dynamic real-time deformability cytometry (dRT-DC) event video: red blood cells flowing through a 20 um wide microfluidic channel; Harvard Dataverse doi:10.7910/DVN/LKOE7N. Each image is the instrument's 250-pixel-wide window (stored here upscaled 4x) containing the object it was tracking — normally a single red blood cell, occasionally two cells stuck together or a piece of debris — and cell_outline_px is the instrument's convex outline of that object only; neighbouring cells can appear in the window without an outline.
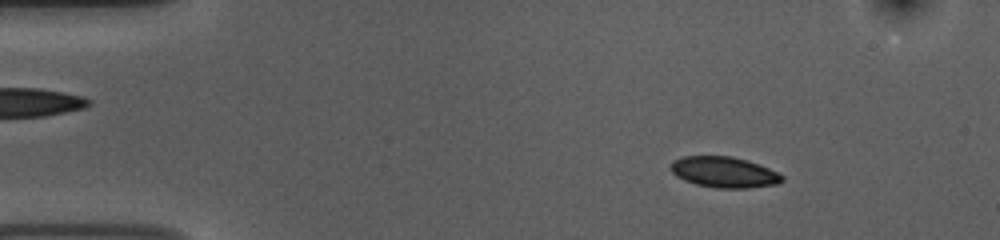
{"species": "common noctule bat (a hibernating species)", "species_latin": "Nyctalus noctula", "temperature_condition": "room temperature", "stored_images_in_passage": 53, "camera_frame_rate_fps": 3000, "um_per_image_px": 0.085, "animal": {"sex": "female", "body_mass_g": 10.0, "forearm_length_mm": 53.1}, "frame": {"image": 1, "passage_image": 7, "time_ms": 2.0, "image_size_px": [1000, 240], "cell_outline_px": [[784, 180], [776, 184], [748, 188], [712, 188], [696, 184], [684, 180], [676, 176], [668, 168], [668, 164], [672, 160], [684, 156], [732, 156], [748, 160], [760, 164], [784, 176]], "centroid_in_image_um": [61.5, 14.63], "position_along_channel_um": 23.5, "area_um2": 20.29}}
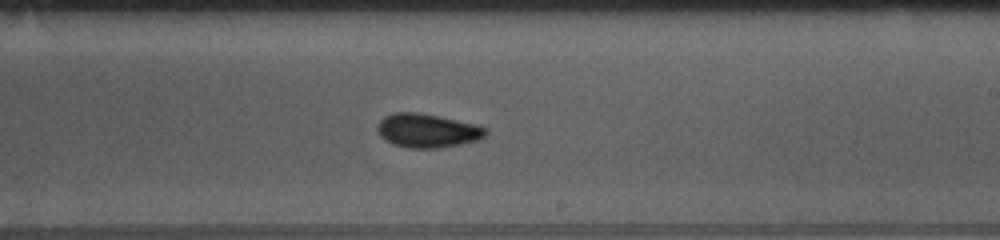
{"frame": {"image": 2, "passage_image": 31, "time_ms": 10.0, "image_size_px": [1000, 240], "cell_outline_px": [[488, 132], [484, 136], [476, 140], [460, 144], [436, 148], [408, 148], [392, 144], [384, 140], [380, 136], [376, 128], [380, 120], [384, 116], [392, 112], [416, 112], [476, 124], [484, 128]], "centroid_in_image_um": [36.25, 11.1], "position_along_channel_um": 252.7, "area_um2": 21.21}}
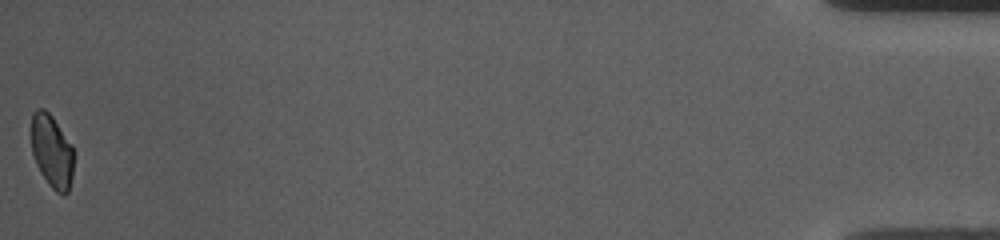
{"frame": {"image": 3, "passage_image": 53, "time_ms": 17.333, "image_size_px": [1000, 240], "cell_outline_px": [[72, 176], [68, 192], [64, 196], [56, 192], [48, 184], [40, 172], [36, 164], [32, 152], [32, 112], [36, 108], [44, 108], [52, 116], [72, 144]], "centroid_in_image_um": [4.4, 12.85], "position_along_channel_um": 430.8, "area_um2": 18.03}, "authors_computed_cell_mechanics": {"area_um2": 20.1722, "velocity_mm_per_s": 3.7354, "shape_relaxation_time_tau1_ms": 4.4075, "shape_relaxation_time_tau2_ms": 1.4852, "deformation_change_tau1": 0.0823, "deformation_change_tau2": 0.0437}}